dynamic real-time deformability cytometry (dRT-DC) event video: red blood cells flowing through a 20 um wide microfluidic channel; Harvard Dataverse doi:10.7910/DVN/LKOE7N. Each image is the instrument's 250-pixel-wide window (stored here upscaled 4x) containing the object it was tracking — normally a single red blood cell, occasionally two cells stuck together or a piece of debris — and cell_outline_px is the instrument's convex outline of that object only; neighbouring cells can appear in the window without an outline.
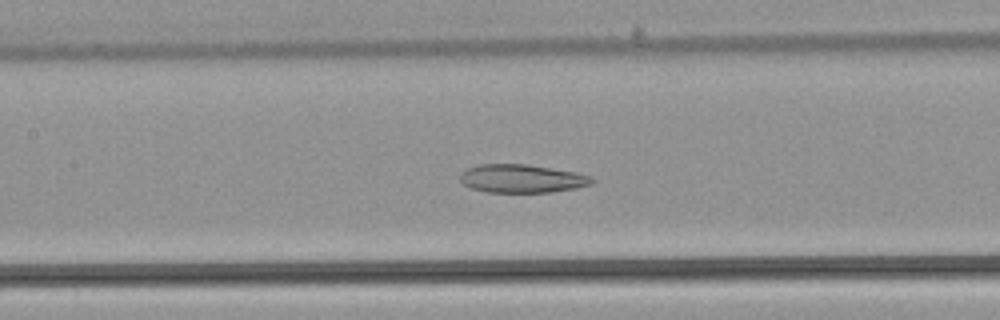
{"species": "common noctule bat (a hibernating species)", "species_latin": "Nyctalus noctula", "temperature_condition": "warm", "stored_images_in_passage": 54, "camera_frame_rate_fps": 3000, "um_per_image_px": 0.085, "animal": {"sex": "male", "body_mass_g": 21.5, "forearm_length_mm": 52.0}, "frame": {"image": 1, "passage_image": 26, "time_ms": 8.333, "image_size_px": [1000, 320], "cell_outline_px": [[596, 180], [592, 184], [576, 188], [552, 192], [488, 192], [472, 188], [464, 184], [460, 180], [460, 172], [468, 168], [480, 164], [528, 164], [576, 172], [592, 176]], "centroid_in_image_um": [44.39, 15.17], "position_along_channel_um": 163.0, "area_um2": 21.85}}
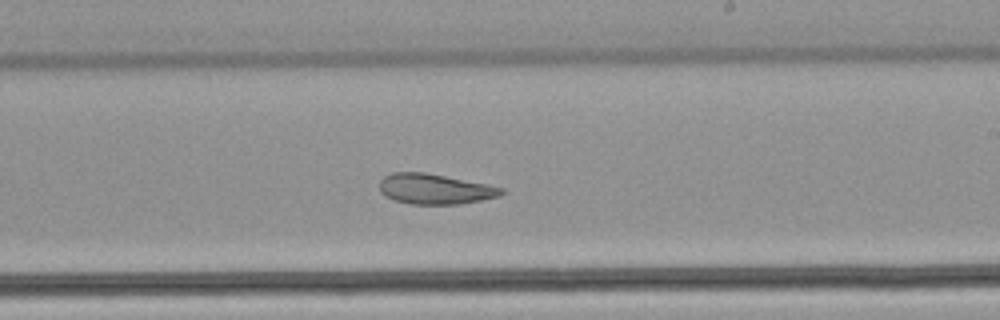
{"frame": {"image": 2, "passage_image": 33, "time_ms": 10.667, "image_size_px": [1000, 320], "cell_outline_px": [[504, 192], [500, 196], [460, 204], [412, 204], [392, 200], [384, 196], [380, 192], [380, 180], [384, 176], [392, 172], [424, 172], [488, 184], [504, 188]], "centroid_in_image_um": [36.94, 16.06], "position_along_channel_um": 252.1, "area_um2": 21.62}}
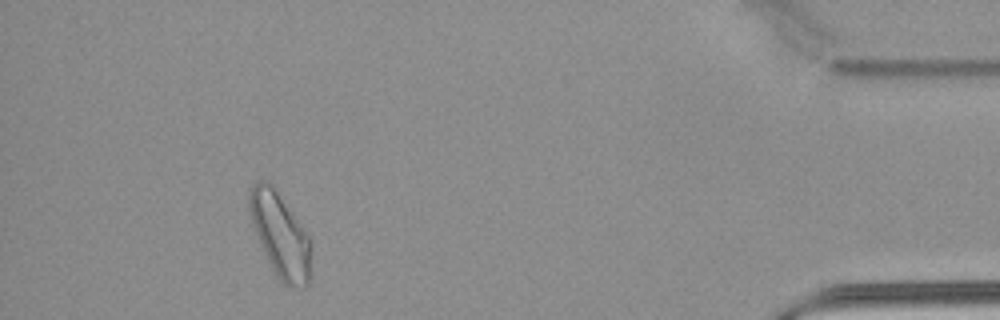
{"frame": {"image": 3, "passage_image": 50, "time_ms": 16.333, "image_size_px": [1000, 320], "cell_outline_px": [[312, 252], [308, 284], [304, 288], [288, 288], [276, 276], [260, 244], [252, 224], [248, 208], [248, 192], [252, 184], [256, 180], [264, 180], [272, 184], [304, 228], [308, 236], [312, 248]], "centroid_in_image_um": [23.81, 19.98], "position_along_channel_um": 411.4, "area_um2": 30.63}, "authors_computed_cell_mechanics": {"area_um2": 28.1486, "velocity_mm_per_s": 3.8231, "shape_relaxation_time_tau1_ms": null, "shape_relaxation_time_tau2_ms": 4.1709, "deformation_change_tau1": null, "deformation_change_tau2": 0.121}}